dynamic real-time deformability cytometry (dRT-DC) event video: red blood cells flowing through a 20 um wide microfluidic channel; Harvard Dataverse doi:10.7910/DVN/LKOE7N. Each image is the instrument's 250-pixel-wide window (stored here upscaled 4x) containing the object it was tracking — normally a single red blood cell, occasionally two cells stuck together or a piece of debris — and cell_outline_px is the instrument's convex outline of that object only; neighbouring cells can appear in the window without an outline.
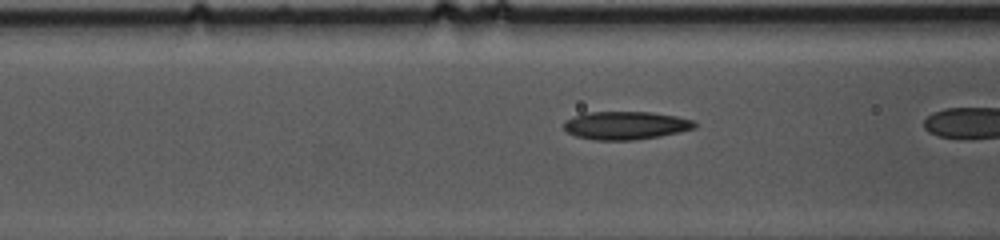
{"species": "common noctule bat (a hibernating species)", "species_latin": "Nyctalus noctula", "temperature_condition": "cold", "stored_images_in_passage": 16, "camera_frame_rate_fps": 3000, "um_per_image_px": 0.085, "animal": {"sex": "female", "body_mass_g": 10.0, "forearm_length_mm": 53.1}, "frame": {"image": 1, "passage_image": 14, "time_ms": 4.333, "image_size_px": [1000, 240], "cell_outline_px": [[696, 128], [680, 132], [660, 136], [632, 140], [596, 140], [576, 136], [568, 132], [564, 128], [564, 120], [584, 112], [648, 112], [676, 116], [696, 120]], "centroid_in_image_um": [53.2, 10.66], "position_along_channel_um": 113.4, "area_um2": 21.5}}